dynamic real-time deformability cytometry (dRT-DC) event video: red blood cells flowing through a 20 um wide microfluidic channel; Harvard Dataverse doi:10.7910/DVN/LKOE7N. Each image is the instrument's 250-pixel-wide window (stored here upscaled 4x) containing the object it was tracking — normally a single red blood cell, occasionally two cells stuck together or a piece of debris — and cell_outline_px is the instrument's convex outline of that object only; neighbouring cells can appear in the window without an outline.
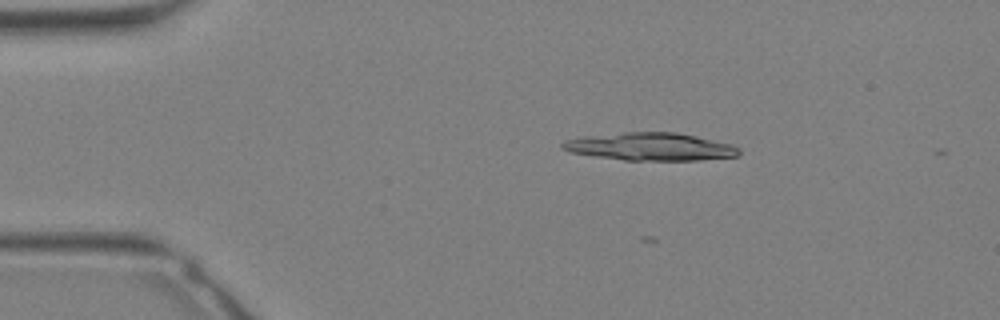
{"species": "Egyptian fruit bat (a non-hibernating species)", "species_latin": "Rousettus aegyptiacus", "temperature_condition": "warm", "stored_images_in_passage": 24, "camera_frame_rate_fps": 3000, "um_per_image_px": 0.085, "animal": {"sex": "female"}, "frame": {"image": 1, "passage_image": 5, "time_ms": 1.333, "image_size_px": [1000, 320], "cell_outline_px": [[740, 152], [736, 156], [700, 160], [624, 160], [596, 156], [572, 152], [560, 148], [560, 144], [564, 140], [584, 136], [624, 132], [676, 132], [696, 136], [732, 144], [740, 148]], "centroid_in_image_um": [55.28, 12.46], "position_along_channel_um": 29.7, "area_um2": 28.5}}